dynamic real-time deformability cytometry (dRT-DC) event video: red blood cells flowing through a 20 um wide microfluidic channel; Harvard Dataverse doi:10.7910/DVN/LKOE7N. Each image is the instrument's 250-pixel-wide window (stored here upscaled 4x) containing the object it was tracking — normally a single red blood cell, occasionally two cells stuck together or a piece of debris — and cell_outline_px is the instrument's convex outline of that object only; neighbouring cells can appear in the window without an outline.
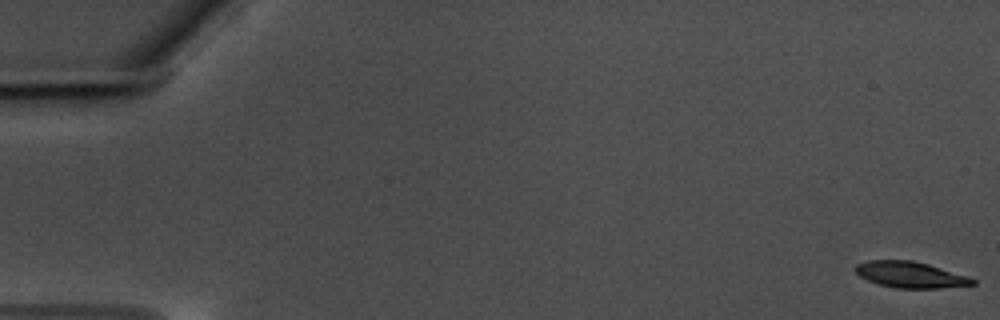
{"species": "common noctule bat (a hibernating species)", "species_latin": "Nyctalus noctula", "temperature_condition": "warm", "stored_images_in_passage": 59, "camera_frame_rate_fps": 3000, "um_per_image_px": 0.085, "animal": {"sex": "male", "body_mass_g": 17.5, "forearm_length_mm": 52.3}, "frame": {"image": 1, "passage_image": 1, "time_ms": 0.0, "image_size_px": [1000, 320], "cell_outline_px": [[976, 284], [940, 288], [896, 288], [880, 284], [868, 280], [860, 276], [852, 268], [856, 264], [868, 260], [912, 260], [928, 264], [968, 276], [976, 280]], "centroid_in_image_um": [77.37, 23.34], "position_along_channel_um": 7.6, "area_um2": 17.8}}
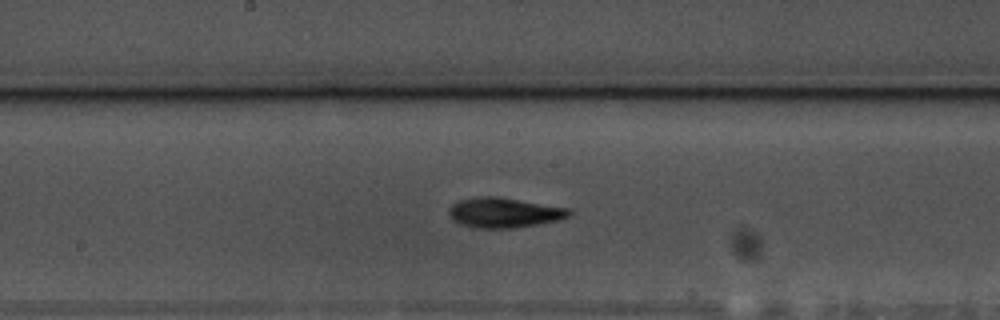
{"frame": {"image": 2, "passage_image": 32, "time_ms": 10.333, "image_size_px": [1000, 320], "cell_outline_px": [[572, 212], [568, 216], [556, 220], [536, 224], [512, 228], [476, 228], [460, 224], [452, 220], [448, 212], [448, 208], [452, 204], [460, 200], [480, 196], [496, 196], [568, 208]], "centroid_in_image_um": [42.78, 18.07], "position_along_channel_um": 205.4, "area_um2": 20.81}}
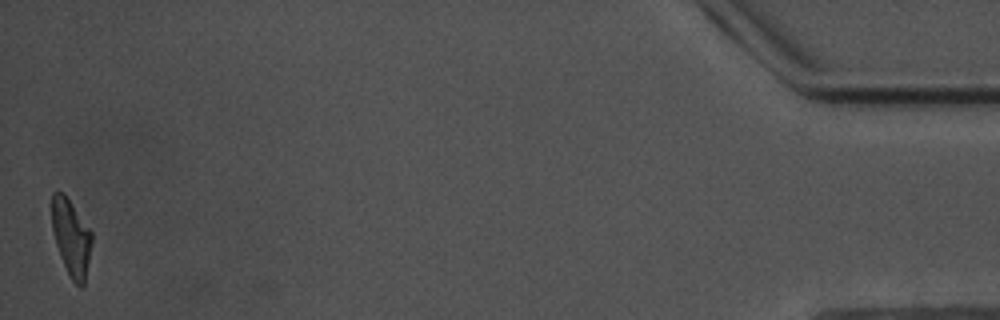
{"frame": {"image": 3, "passage_image": 59, "time_ms": 19.333, "image_size_px": [1000, 320], "cell_outline_px": [[92, 240], [84, 284], [80, 288], [72, 280], [60, 256], [56, 244], [52, 228], [52, 192], [56, 188], [64, 192], [92, 232]], "centroid_in_image_um": [6.04, 20.12], "position_along_channel_um": 429.2, "area_um2": 17.74}, "authors_computed_cell_mechanics": {"area_um2": 19.1896, "velocity_mm_per_s": 3.4997, "shape_relaxation_time_tau1_ms": 4.1108, "shape_relaxation_time_tau2_ms": 2.5112, "deformation_change_tau1": 0.1671, "deformation_change_tau2": 0.0961}}